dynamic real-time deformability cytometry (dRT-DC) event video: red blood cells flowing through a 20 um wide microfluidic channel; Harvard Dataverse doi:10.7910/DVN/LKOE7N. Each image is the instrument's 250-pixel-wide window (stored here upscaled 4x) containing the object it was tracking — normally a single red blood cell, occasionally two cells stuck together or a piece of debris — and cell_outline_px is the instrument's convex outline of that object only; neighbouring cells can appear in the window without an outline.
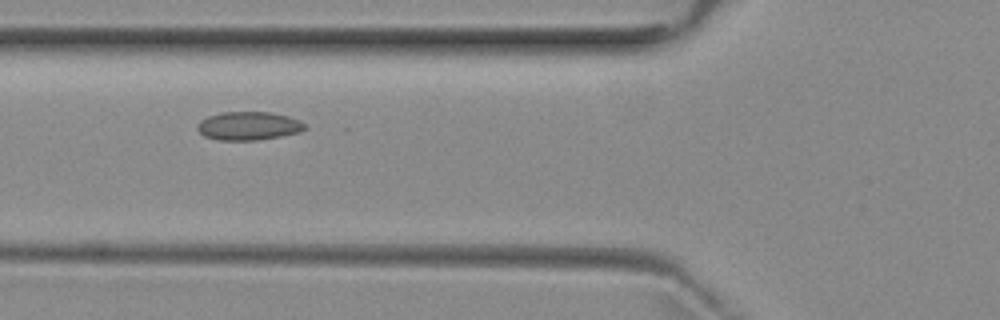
{"species": "common noctule bat (a hibernating species)", "species_latin": "Nyctalus noctula", "temperature_condition": "room temperature", "stored_images_in_passage": 7, "camera_frame_rate_fps": 3000, "um_per_image_px": 0.085, "animal": {"sex": "female", "body_mass_g": 29.2, "forearm_length_mm": 56.3}, "frame": {"image": 1, "passage_image": 5, "time_ms": 4.333, "image_size_px": [1000, 320], "cell_outline_px": [[304, 128], [300, 132], [280, 136], [256, 140], [220, 140], [204, 136], [196, 128], [200, 120], [208, 116], [220, 112], [268, 112], [288, 116], [300, 120], [304, 124]], "centroid_in_image_um": [21.1, 10.69], "position_along_channel_um": 104.7, "area_um2": 17.69}}
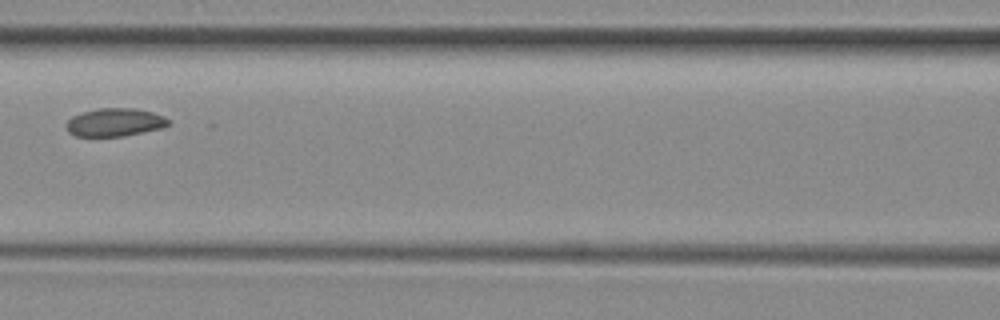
{"frame": {"image": 2, "passage_image": 6, "time_ms": 5.667, "image_size_px": [1000, 320], "cell_outline_px": [[172, 124], [160, 128], [124, 136], [76, 136], [68, 132], [68, 120], [72, 116], [80, 112], [100, 108], [136, 108], [152, 112], [164, 116]], "centroid_in_image_um": [9.77, 10.39], "position_along_channel_um": 156.8, "area_um2": 16.65}}
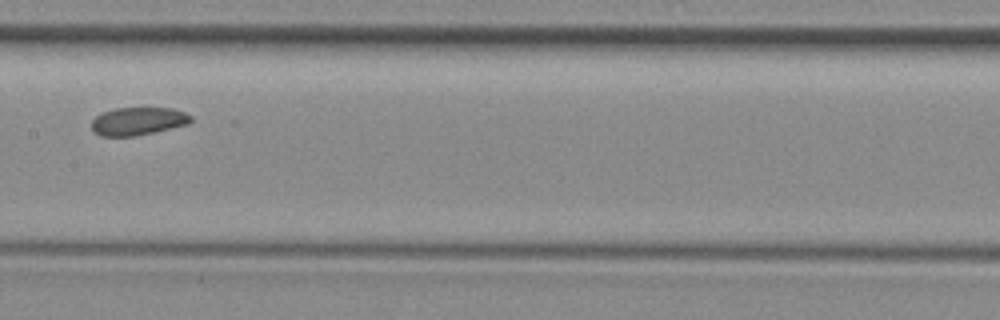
{"frame": {"image": 3, "passage_image": 7, "time_ms": 6.667, "image_size_px": [1000, 320], "cell_outline_px": [[192, 120], [188, 124], [152, 132], [132, 136], [100, 136], [92, 128], [92, 120], [100, 112], [116, 108], [172, 108], [184, 112], [192, 116]], "centroid_in_image_um": [11.72, 10.29], "position_along_channel_um": 195.7, "area_um2": 16.01}}